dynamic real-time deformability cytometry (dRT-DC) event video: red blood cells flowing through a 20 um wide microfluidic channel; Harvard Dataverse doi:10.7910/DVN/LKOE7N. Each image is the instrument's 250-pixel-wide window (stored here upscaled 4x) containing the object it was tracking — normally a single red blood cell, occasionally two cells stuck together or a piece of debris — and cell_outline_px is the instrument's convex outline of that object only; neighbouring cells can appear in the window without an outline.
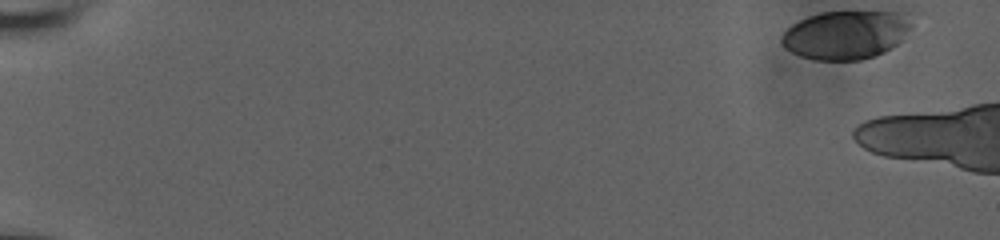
{"species": "human", "species_latin": "Homo sapiens", "temperature_condition": "room temperature", "stored_images_in_passage": 7, "camera_frame_rate_fps": 3000, "um_per_image_px": 0.085, "donor": {"sex": "male"}, "frame": {"image": 1, "passage_image": 1, "time_ms": 0.0, "image_size_px": [1000, 240], "cell_outline_px": [[912, 24], [900, 40], [896, 44], [884, 52], [876, 56], [860, 60], [816, 60], [800, 56], [784, 48], [780, 40], [780, 36], [792, 24], [808, 16], [820, 12], [912, 12]], "centroid_in_image_um": [71.9, 2.95], "position_along_channel_um": 13.1, "area_um2": 36.93}}